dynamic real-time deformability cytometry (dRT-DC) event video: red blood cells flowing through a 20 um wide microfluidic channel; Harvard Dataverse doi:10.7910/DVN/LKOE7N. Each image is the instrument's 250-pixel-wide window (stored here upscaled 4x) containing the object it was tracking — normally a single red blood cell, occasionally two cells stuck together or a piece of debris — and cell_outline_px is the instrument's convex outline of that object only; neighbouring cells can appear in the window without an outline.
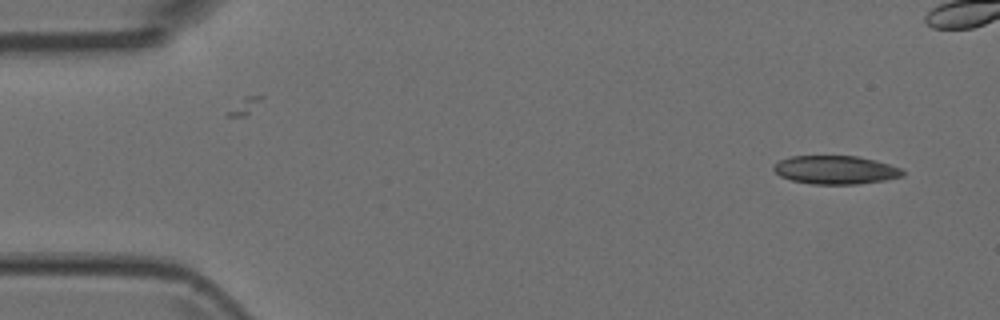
{"species": "Egyptian fruit bat (a non-hibernating species)", "species_latin": "Rousettus aegyptiacus", "temperature_condition": "room temperature", "stored_images_in_passage": 5, "camera_frame_rate_fps": 3000, "um_per_image_px": 0.085, "animal": {"sex": "female"}, "frame": {"image": 1, "passage_image": 1, "time_ms": 0.0, "image_size_px": [1000, 320], "cell_outline_px": [[904, 176], [884, 180], [856, 184], [812, 184], [792, 180], [780, 176], [772, 168], [780, 160], [792, 156], [856, 156], [876, 160], [900, 168], [904, 172]], "centroid_in_image_um": [71.03, 14.44], "position_along_channel_um": 14.0, "area_um2": 21.21}}
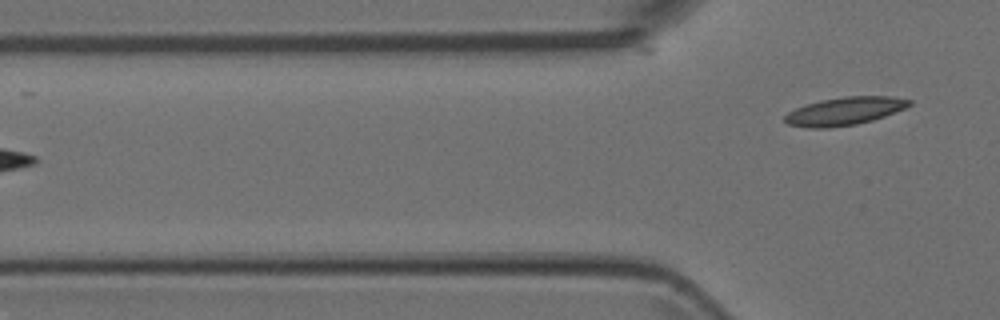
{"frame": {"image": 2, "passage_image": 5, "time_ms": 1.333, "image_size_px": [1000, 320], "cell_outline_px": [[912, 104], [904, 108], [884, 116], [872, 120], [856, 124], [828, 128], [808, 128], [788, 124], [784, 120], [784, 116], [788, 112], [804, 104], [820, 100], [844, 96], [892, 96], [912, 100]], "centroid_in_image_um": [71.77, 9.44], "position_along_channel_um": 54.0, "area_um2": 20.35}}